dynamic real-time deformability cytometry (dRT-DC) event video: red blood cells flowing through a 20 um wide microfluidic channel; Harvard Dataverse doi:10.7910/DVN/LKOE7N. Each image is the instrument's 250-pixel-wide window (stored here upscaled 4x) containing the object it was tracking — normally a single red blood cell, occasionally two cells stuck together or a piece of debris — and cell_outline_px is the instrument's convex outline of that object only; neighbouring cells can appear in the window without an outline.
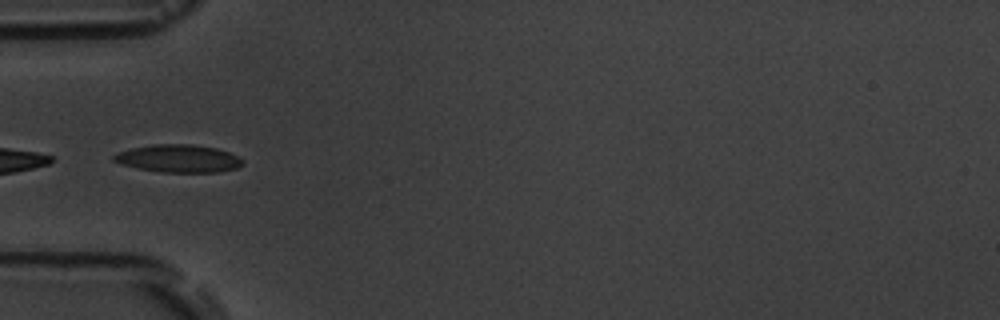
{"species": "common noctule bat (a hibernating species)", "species_latin": "Nyctalus noctula", "temperature_condition": "room temperature", "stored_images_in_passage": 4, "camera_frame_rate_fps": 3000, "um_per_image_px": 0.085, "animal": {"sex": "male", "body_mass_g": 19.5, "forearm_length_mm": 54.6}, "frame": {"image": 1, "passage_image": 3, "time_ms": 2.0, "image_size_px": [1000, 320], "cell_outline_px": [[244, 164], [236, 168], [216, 172], [160, 172], [120, 164], [112, 160], [112, 156], [116, 152], [132, 148], [152, 144], [192, 144], [216, 148], [228, 152], [244, 160]], "centroid_in_image_um": [15.15, 13.47], "position_along_channel_um": 69.9, "area_um2": 20.81}}
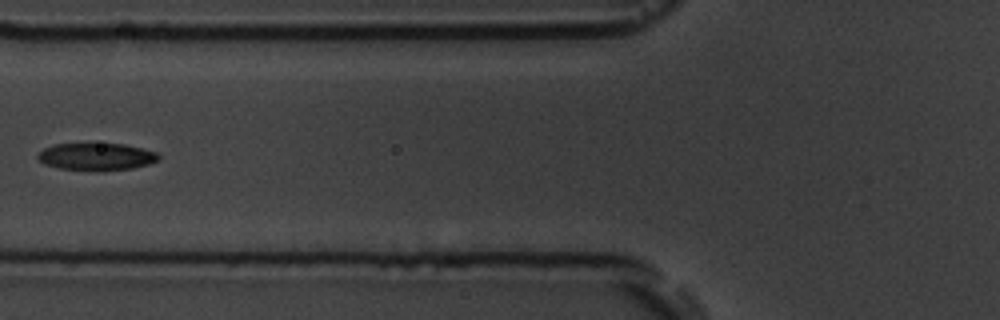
{"frame": {"image": 2, "passage_image": 4, "time_ms": 3.333, "image_size_px": [1000, 320], "cell_outline_px": [[160, 156], [156, 160], [148, 164], [132, 168], [96, 172], [60, 168], [44, 164], [36, 156], [44, 148], [52, 144], [124, 144], [156, 152]], "centroid_in_image_um": [8.16, 13.33], "position_along_channel_um": 117.6, "area_um2": 19.19}}